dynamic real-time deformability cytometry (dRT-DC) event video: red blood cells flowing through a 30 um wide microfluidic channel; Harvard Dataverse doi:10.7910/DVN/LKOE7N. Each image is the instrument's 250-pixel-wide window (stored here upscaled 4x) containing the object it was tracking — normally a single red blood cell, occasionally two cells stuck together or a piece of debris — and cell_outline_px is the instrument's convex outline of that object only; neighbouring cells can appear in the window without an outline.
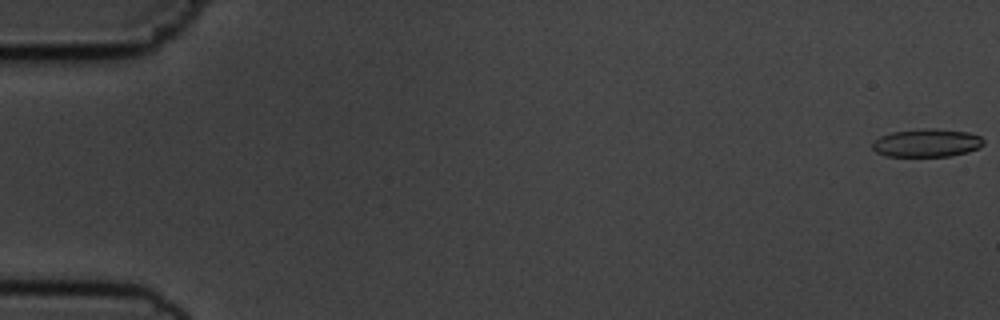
{"species": "common noctule bat (a hibernating species)", "species_latin": "Nyctalus noctula", "temperature_condition": "cold", "stored_images_in_passage": 17, "camera_frame_rate_fps": 3000, "um_per_image_px": 0.085, "animal": {"sex": "male", "body_mass_g": 19.5, "forearm_length_mm": 54.6}, "frame": {"image": 1, "passage_image": 1, "time_ms": 0.0, "image_size_px": [1000, 320], "cell_outline_px": [[984, 144], [980, 148], [968, 152], [948, 156], [884, 156], [876, 152], [872, 148], [872, 144], [880, 136], [892, 132], [924, 128], [936, 128], [968, 132], [980, 136], [984, 140]], "centroid_in_image_um": [78.8, 12.14], "position_along_channel_um": 6.2, "area_um2": 18.32}}
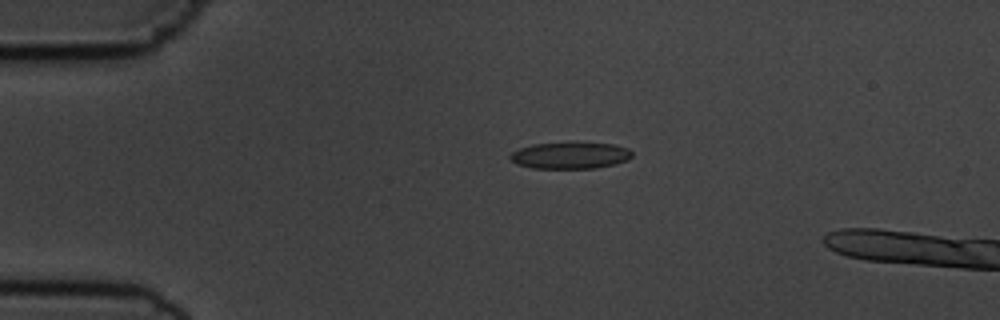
{"frame": {"image": 2, "passage_image": 13, "time_ms": 4.0, "image_size_px": [1000, 320], "cell_outline_px": [[632, 156], [628, 160], [616, 164], [596, 168], [532, 168], [516, 164], [508, 156], [512, 152], [520, 148], [532, 144], [568, 140], [576, 140], [612, 144], [628, 148], [632, 152]], "centroid_in_image_um": [48.48, 13.17], "position_along_channel_um": 36.5, "area_um2": 19.77}}